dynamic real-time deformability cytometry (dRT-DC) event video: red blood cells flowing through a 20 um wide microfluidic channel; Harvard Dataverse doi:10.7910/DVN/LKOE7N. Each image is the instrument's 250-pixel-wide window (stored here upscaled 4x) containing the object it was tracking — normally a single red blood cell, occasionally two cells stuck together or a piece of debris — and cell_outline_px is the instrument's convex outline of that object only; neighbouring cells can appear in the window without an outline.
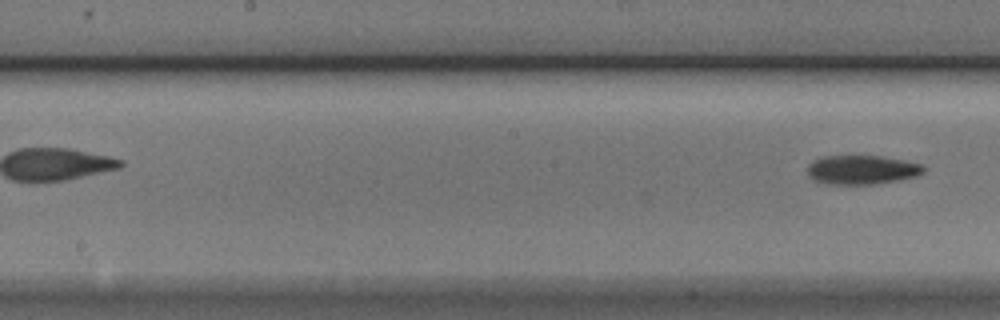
{"species": "Egyptian fruit bat (a non-hibernating species)", "species_latin": "Rousettus aegyptiacus", "temperature_condition": "cold", "stored_images_in_passage": 5, "segment_of_instrument_passage": [2, 2], "camera_frame_rate_fps": 3000, "um_per_image_px": 0.085, "animal": {"sex": "male"}, "frame": {"image": 1, "passage_image": 5, "time_ms": 1.333, "image_size_px": [1000, 320], "cell_outline_px": [[924, 172], [916, 176], [900, 180], [872, 184], [828, 184], [816, 180], [808, 176], [808, 164], [812, 160], [824, 156], [880, 156], [904, 160], [920, 164], [924, 168]], "centroid_in_image_um": [73.24, 14.43], "position_along_channel_um": 175.0, "area_um2": 19.59}}